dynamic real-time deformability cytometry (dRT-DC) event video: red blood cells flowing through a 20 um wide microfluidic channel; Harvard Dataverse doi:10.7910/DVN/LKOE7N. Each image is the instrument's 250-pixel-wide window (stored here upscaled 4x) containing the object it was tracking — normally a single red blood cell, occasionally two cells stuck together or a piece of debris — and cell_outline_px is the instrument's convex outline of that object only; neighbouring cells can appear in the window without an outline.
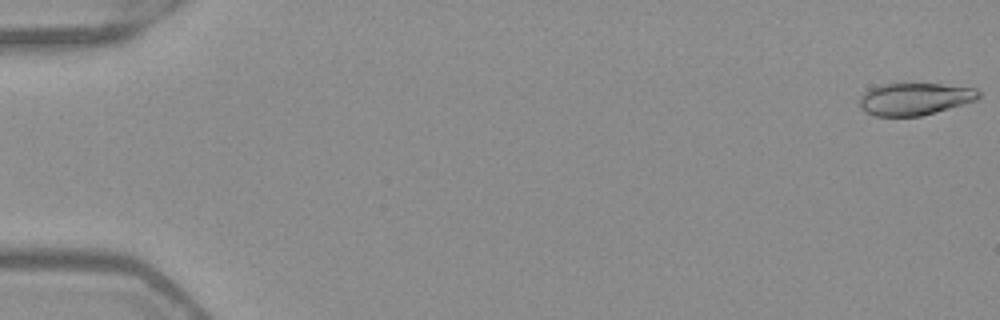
{"species": "Egyptian fruit bat (a non-hibernating species)", "species_latin": "Rousettus aegyptiacus", "temperature_condition": "warm", "stored_images_in_passage": 52, "camera_frame_rate_fps": 3000, "um_per_image_px": 0.085, "frame": {"image": 1, "passage_image": 1, "time_ms": 0.0, "image_size_px": [1000, 320], "cell_outline_px": [[980, 96], [976, 100], [964, 104], [936, 112], [920, 116], [876, 116], [864, 112], [860, 108], [860, 96], [868, 88], [880, 84], [940, 84], [976, 88], [980, 92]], "centroid_in_image_um": [77.73, 8.41], "position_along_channel_um": 7.3, "area_um2": 22.48}}
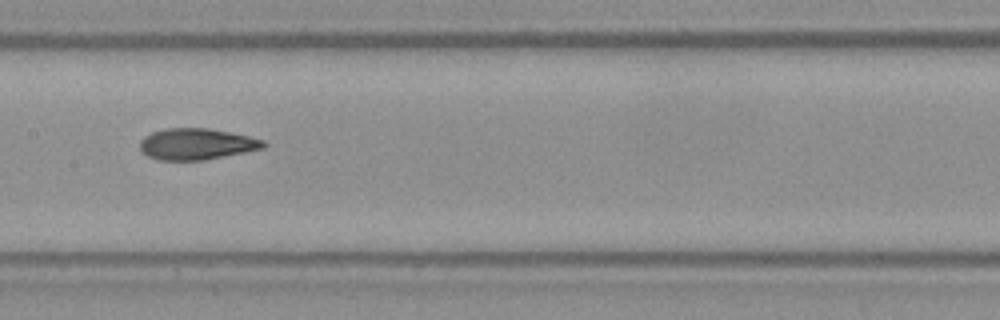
{"frame": {"image": 2, "passage_image": 27, "time_ms": 8.667, "image_size_px": [1000, 320], "cell_outline_px": [[268, 144], [264, 148], [204, 160], [160, 160], [148, 156], [140, 152], [140, 140], [144, 136], [152, 132], [164, 128], [208, 128], [248, 136], [264, 140]], "centroid_in_image_um": [16.68, 12.24], "position_along_channel_um": 190.7, "area_um2": 22.54}}
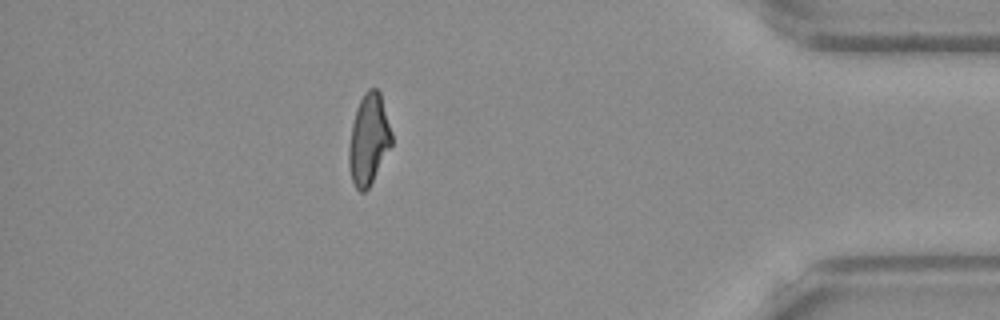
{"frame": {"image": 3, "passage_image": 46, "time_ms": 15.0, "image_size_px": [1000, 320], "cell_outline_px": [[392, 144], [368, 188], [364, 192], [360, 192], [356, 188], [352, 180], [348, 164], [348, 148], [352, 124], [356, 108], [364, 92], [368, 88], [376, 88], [380, 92], [392, 132]], "centroid_in_image_um": [31.33, 11.83], "position_along_channel_um": 403.9, "area_um2": 22.54}, "authors_computed_cell_mechanics": {"area_um2": 22.7443, "velocity_mm_per_s": 4.0117, "shape_relaxation_time_tau1_ms": 9.9257, "shape_relaxation_time_tau2_ms": 1.664, "deformation_change_tau1": 0.2661, "deformation_change_tau2": 0.0842}}